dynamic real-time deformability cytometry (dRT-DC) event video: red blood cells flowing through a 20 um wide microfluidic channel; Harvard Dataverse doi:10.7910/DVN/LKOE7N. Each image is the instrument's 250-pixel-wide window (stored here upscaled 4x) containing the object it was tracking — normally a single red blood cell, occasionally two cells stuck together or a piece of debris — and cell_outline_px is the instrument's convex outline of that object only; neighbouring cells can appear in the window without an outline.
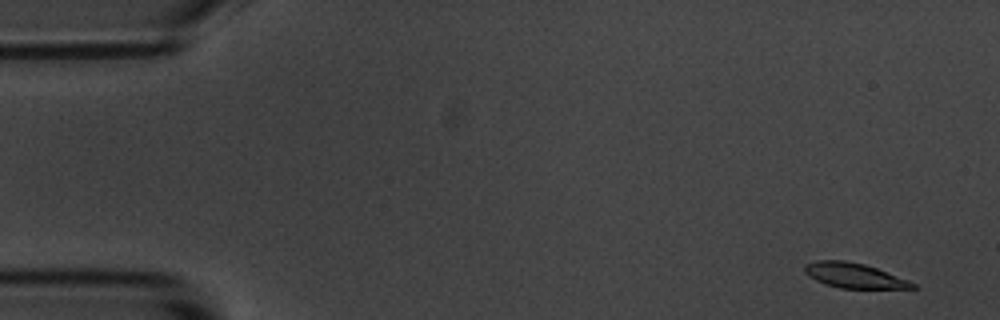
{"species": "common noctule bat (a hibernating species)", "species_latin": "Nyctalus noctula", "temperature_condition": "room temperature", "stored_images_in_passage": 5, "camera_frame_rate_fps": 3000, "um_per_image_px": 0.085, "animal": {"sex": "male", "body_mass_g": 20.1, "forearm_length_mm": 53.5}, "frame": {"image": 1, "passage_image": 1, "time_ms": 0.0, "image_size_px": [1000, 320], "cell_outline_px": [[920, 288], [840, 288], [816, 280], [808, 276], [804, 272], [804, 264], [816, 260], [844, 260], [864, 264], [876, 268], [908, 280], [916, 284]], "centroid_in_image_um": [72.58, 23.41], "position_along_channel_um": 12.4, "area_um2": 15.55}}
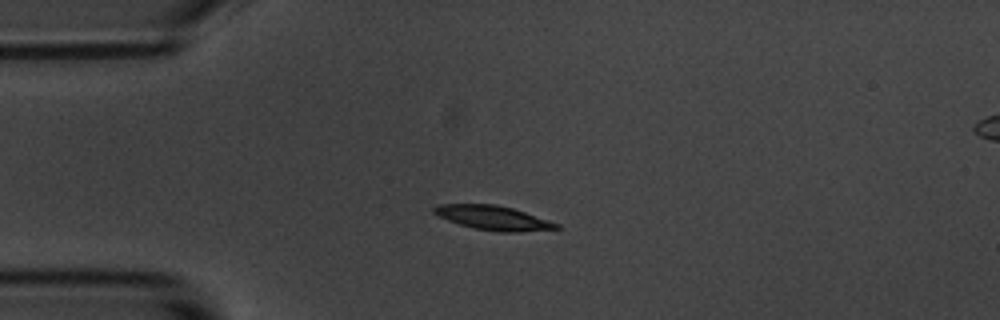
{"frame": {"image": 2, "passage_image": 4, "time_ms": 3.667, "image_size_px": [1000, 320], "cell_outline_px": [[560, 228], [520, 232], [500, 232], [476, 228], [460, 224], [448, 220], [432, 212], [432, 208], [440, 204], [496, 204], [512, 208], [560, 224]], "centroid_in_image_um": [41.92, 18.51], "position_along_channel_um": 43.1, "area_um2": 17.05}}